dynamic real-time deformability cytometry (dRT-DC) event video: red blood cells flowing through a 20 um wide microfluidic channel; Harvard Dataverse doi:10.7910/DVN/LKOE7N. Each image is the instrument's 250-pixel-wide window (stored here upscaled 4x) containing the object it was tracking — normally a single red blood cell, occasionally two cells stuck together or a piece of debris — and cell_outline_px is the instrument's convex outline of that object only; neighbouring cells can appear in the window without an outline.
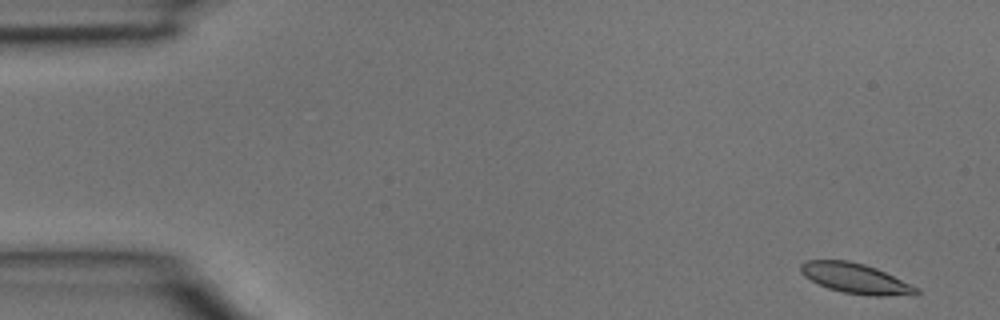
{"species": "common noctule bat (a hibernating species)", "species_latin": "Nyctalus noctula", "temperature_condition": "room temperature", "stored_images_in_passage": 4, "camera_frame_rate_fps": 3000, "um_per_image_px": 0.085, "animal": {"sex": "male", "body_mass_g": 15.6}, "frame": {"image": 1, "passage_image": 1, "time_ms": 0.0, "image_size_px": [1000, 320], "cell_outline_px": [[920, 292], [916, 296], [872, 296], [844, 292], [828, 288], [804, 276], [800, 272], [800, 264], [804, 260], [848, 260], [864, 264], [876, 268], [920, 288]], "centroid_in_image_um": [72.78, 23.67], "position_along_channel_um": 12.2, "area_um2": 20.46}}
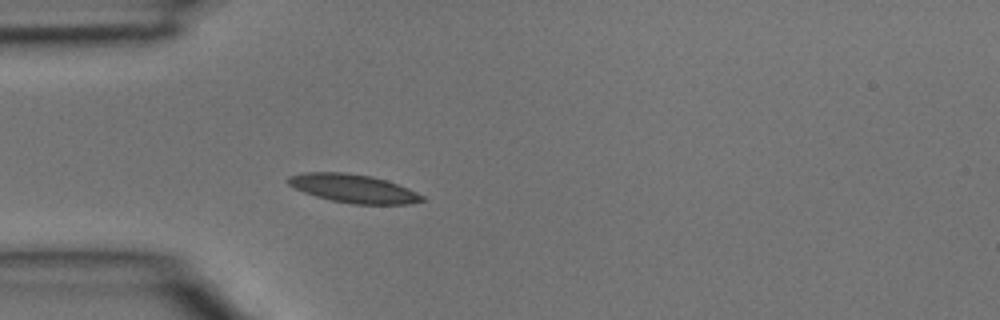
{"frame": {"image": 2, "passage_image": 4, "time_ms": 1.0, "image_size_px": [1000, 320], "cell_outline_px": [[424, 200], [412, 204], [352, 204], [332, 200], [316, 196], [304, 192], [288, 184], [284, 180], [288, 176], [304, 172], [344, 172], [372, 176], [408, 188], [424, 196]], "centroid_in_image_um": [30.01, 16.02], "position_along_channel_um": 55.0, "area_um2": 22.14}}